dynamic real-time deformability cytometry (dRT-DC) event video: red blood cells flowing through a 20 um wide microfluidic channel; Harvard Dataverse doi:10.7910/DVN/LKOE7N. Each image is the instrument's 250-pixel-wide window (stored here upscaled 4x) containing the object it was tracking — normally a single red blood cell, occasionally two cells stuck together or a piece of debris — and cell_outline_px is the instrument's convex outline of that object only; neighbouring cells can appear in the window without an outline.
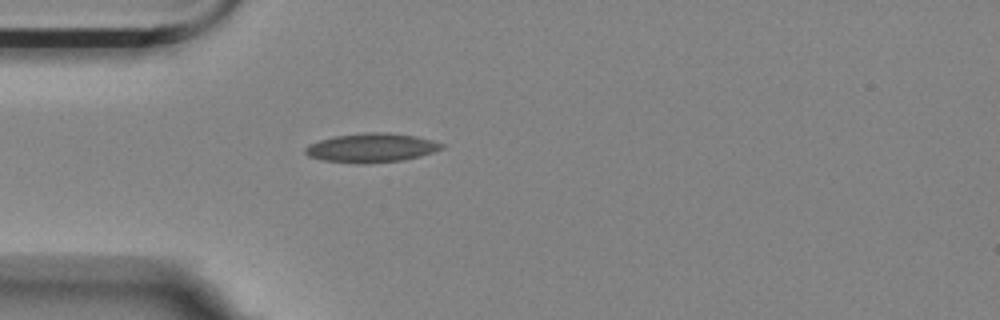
{"species": "Egyptian fruit bat (a non-hibernating species)", "species_latin": "Rousettus aegyptiacus", "temperature_condition": "room temperature", "stored_images_in_passage": 4, "camera_frame_rate_fps": 3000, "um_per_image_px": 0.085, "animal": {"sex": "female"}, "frame": {"image": 1, "passage_image": 4, "time_ms": 4.0, "image_size_px": [1000, 320], "cell_outline_px": [[444, 148], [420, 156], [400, 160], [368, 164], [356, 164], [320, 160], [308, 156], [304, 152], [304, 148], [308, 144], [320, 140], [336, 136], [372, 132], [384, 132], [416, 136], [432, 140], [444, 144]], "centroid_in_image_um": [31.54, 12.58], "position_along_channel_um": 53.5, "area_um2": 23.12}}